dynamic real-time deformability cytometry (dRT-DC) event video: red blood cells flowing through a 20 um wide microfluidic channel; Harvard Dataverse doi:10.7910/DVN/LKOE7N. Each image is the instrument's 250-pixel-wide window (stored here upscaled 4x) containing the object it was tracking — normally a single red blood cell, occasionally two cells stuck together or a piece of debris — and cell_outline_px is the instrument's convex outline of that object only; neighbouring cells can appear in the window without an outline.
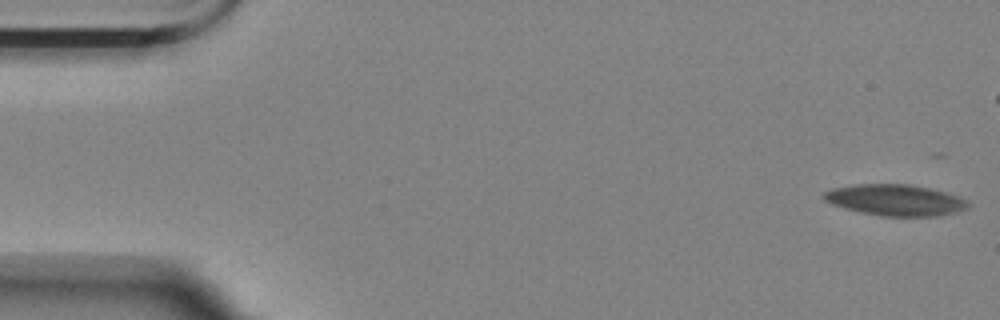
{"species": "Egyptian fruit bat (a non-hibernating species)", "species_latin": "Rousettus aegyptiacus", "temperature_condition": "room temperature", "stored_images_in_passage": 9, "camera_frame_rate_fps": 3000, "um_per_image_px": 0.085, "animal": {"sex": "female"}, "frame": {"image": 1, "passage_image": 1, "time_ms": 0.0, "image_size_px": [1000, 320], "cell_outline_px": [[968, 208], [956, 212], [940, 216], [880, 216], [860, 212], [832, 204], [824, 200], [824, 192], [832, 188], [856, 184], [908, 184], [928, 188], [944, 192], [968, 200]], "centroid_in_image_um": [76.1, 17.01], "position_along_channel_um": 8.9, "area_um2": 26.07}}